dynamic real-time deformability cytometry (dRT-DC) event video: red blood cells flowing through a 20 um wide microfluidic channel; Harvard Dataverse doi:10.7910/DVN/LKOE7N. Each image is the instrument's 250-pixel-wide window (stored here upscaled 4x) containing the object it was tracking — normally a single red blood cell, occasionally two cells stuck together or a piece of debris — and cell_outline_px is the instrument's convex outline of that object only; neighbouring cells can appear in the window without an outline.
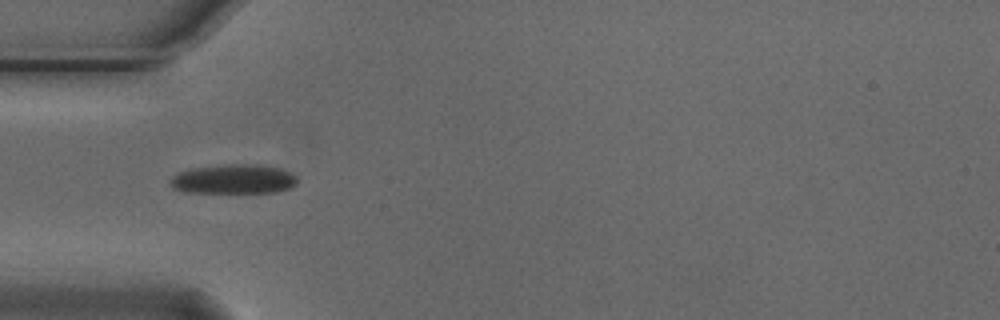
{"species": "Egyptian fruit bat (a non-hibernating species)", "species_latin": "Rousettus aegyptiacus", "temperature_condition": "cold", "stored_images_in_passage": 9, "camera_frame_rate_fps": 3000, "um_per_image_px": 0.085, "animal": {"sex": "male"}, "frame": {"image": 1, "passage_image": 4, "time_ms": 1.0, "image_size_px": [1000, 320], "cell_outline_px": [[296, 184], [292, 188], [276, 192], [184, 192], [172, 188], [168, 184], [168, 180], [172, 176], [180, 172], [192, 168], [224, 164], [260, 164], [280, 168], [296, 176]], "centroid_in_image_um": [19.83, 15.22], "position_along_channel_um": 65.2, "area_um2": 21.96}}
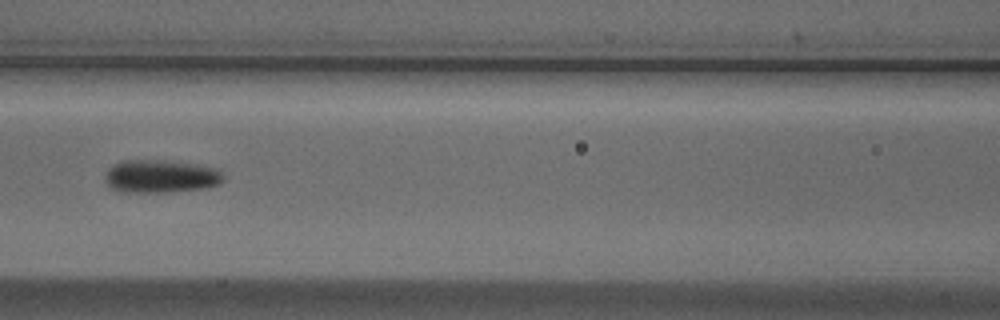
{"frame": {"image": 2, "passage_image": 6, "time_ms": 1.667, "image_size_px": [1000, 320], "cell_outline_px": [[224, 180], [216, 184], [204, 188], [168, 192], [124, 192], [112, 188], [104, 180], [104, 172], [112, 164], [120, 160], [156, 160], [188, 164], [216, 168], [224, 176]], "centroid_in_image_um": [13.57, 14.99], "position_along_channel_um": 153.0, "area_um2": 22.54}}
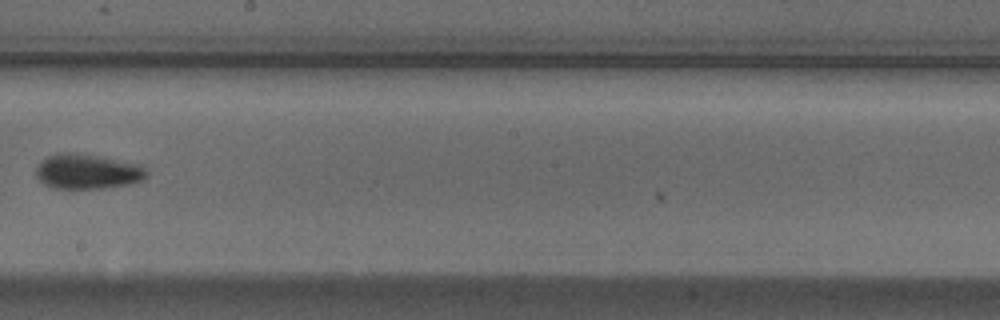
{"frame": {"image": 3, "passage_image": 8, "time_ms": 2.333, "image_size_px": [1000, 320], "cell_outline_px": [[148, 176], [132, 184], [104, 188], [52, 188], [44, 184], [36, 176], [36, 168], [40, 160], [56, 152], [72, 152], [100, 156], [140, 164], [148, 172]], "centroid_in_image_um": [7.42, 14.57], "position_along_channel_um": 240.8, "area_um2": 22.77}}